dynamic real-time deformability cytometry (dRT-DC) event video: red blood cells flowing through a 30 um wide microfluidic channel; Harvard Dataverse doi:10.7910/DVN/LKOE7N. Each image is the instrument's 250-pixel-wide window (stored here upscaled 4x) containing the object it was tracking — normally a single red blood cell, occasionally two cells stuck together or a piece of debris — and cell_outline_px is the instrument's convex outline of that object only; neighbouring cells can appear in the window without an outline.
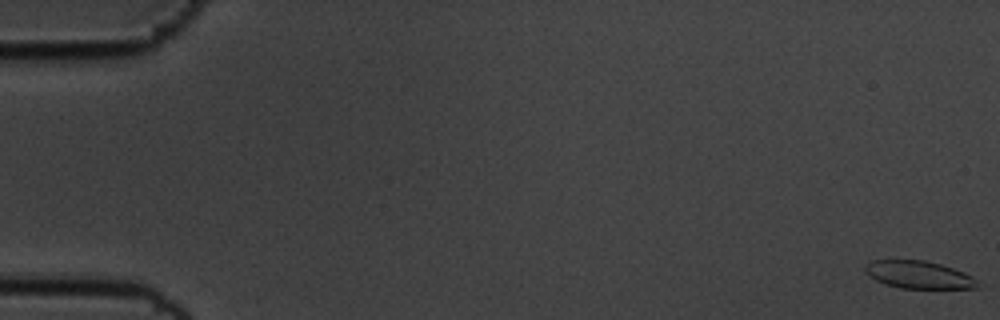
{"species": "common noctule bat (a hibernating species)", "species_latin": "Nyctalus noctula", "temperature_condition": "cold", "stored_images_in_passage": 58, "camera_frame_rate_fps": 3000, "um_per_image_px": 0.085, "animal": {"sex": "male", "body_mass_g": 19.5, "forearm_length_mm": 54.6}, "frame": {"image": 1, "passage_image": 1, "time_ms": 0.0, "image_size_px": [1000, 320], "cell_outline_px": [[980, 288], [900, 288], [884, 284], [868, 276], [864, 272], [864, 264], [872, 260], [924, 260], [940, 264], [964, 272], [972, 276], [980, 284]], "centroid_in_image_um": [78.06, 23.35], "position_along_channel_um": 6.9, "area_um2": 18.21}}
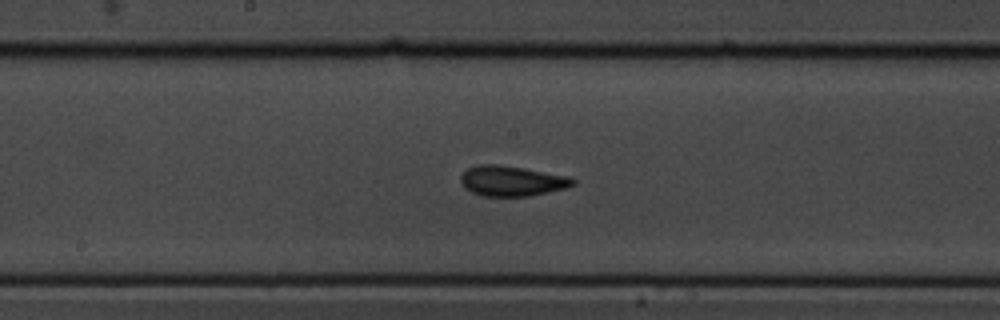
{"frame": {"image": 2, "passage_image": 31, "time_ms": 10.0, "image_size_px": [1000, 320], "cell_outline_px": [[576, 184], [568, 188], [528, 196], [480, 196], [464, 188], [460, 180], [460, 176], [468, 168], [480, 164], [496, 164], [524, 168], [568, 176], [576, 180]], "centroid_in_image_um": [43.51, 15.38], "position_along_channel_um": 204.7, "area_um2": 19.88}}
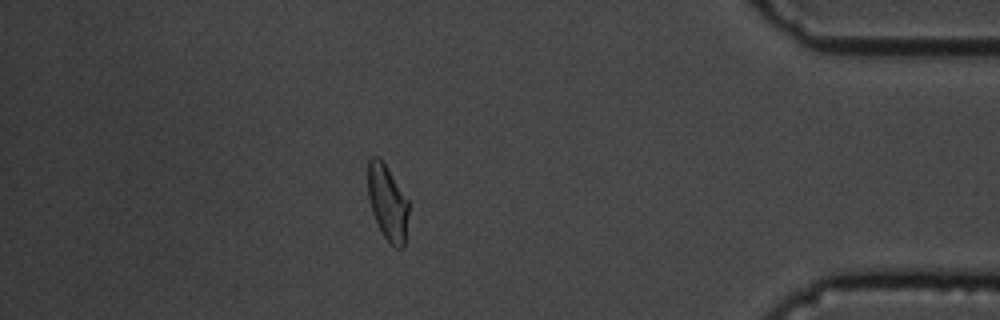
{"frame": {"image": 3, "passage_image": 51, "time_ms": 16.667, "image_size_px": [1000, 320], "cell_outline_px": [[408, 212], [404, 248], [396, 248], [388, 244], [380, 232], [372, 212], [368, 196], [368, 160], [372, 156], [376, 156], [384, 164], [408, 200]], "centroid_in_image_um": [32.93, 17.3], "position_along_channel_um": 402.3, "area_um2": 17.8}, "authors_computed_cell_mechanics": {"area_um2": 19.1607, "velocity_mm_per_s": 3.5308, "shape_relaxation_time_tau1_ms": 5.1626, "shape_relaxation_time_tau2_ms": 0.8008, "deformation_change_tau1": 0.1473, "deformation_change_tau2": 0.0662}}